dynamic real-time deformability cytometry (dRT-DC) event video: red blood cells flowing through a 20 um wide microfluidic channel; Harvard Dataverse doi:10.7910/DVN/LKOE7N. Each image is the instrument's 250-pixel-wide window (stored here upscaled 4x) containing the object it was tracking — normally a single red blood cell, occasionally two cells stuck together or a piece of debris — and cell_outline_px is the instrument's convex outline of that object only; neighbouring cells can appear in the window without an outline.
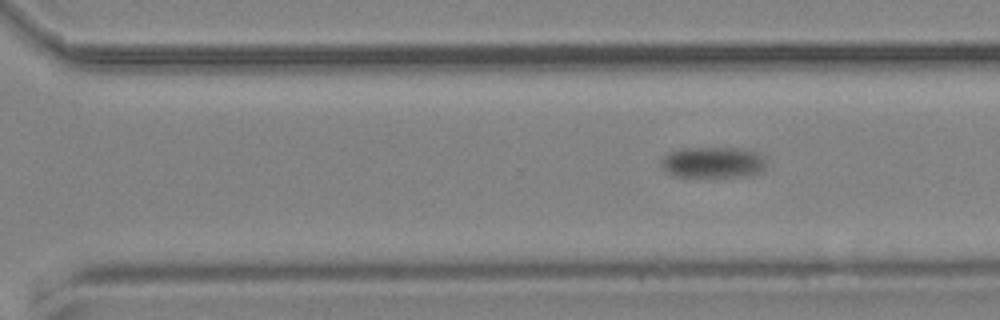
{"species": "common noctule bat (a hibernating species)", "species_latin": "Nyctalus noctula", "temperature_condition": "cold", "stored_images_in_passage": 9, "camera_frame_rate_fps": 3000, "um_per_image_px": 0.085, "animal": {"sex": "male", "body_mass_g": 19.2, "forearm_length_mm": 51.8}, "frame": {"image": 1, "passage_image": 9, "time_ms": 10.333, "image_size_px": [1000, 320], "cell_outline_px": [[764, 168], [760, 172], [748, 176], [676, 176], [668, 172], [660, 164], [660, 160], [668, 152], [680, 148], [744, 148], [760, 152], [764, 160]], "centroid_in_image_um": [60.6, 13.78], "position_along_channel_um": 310.0, "area_um2": 19.02}}